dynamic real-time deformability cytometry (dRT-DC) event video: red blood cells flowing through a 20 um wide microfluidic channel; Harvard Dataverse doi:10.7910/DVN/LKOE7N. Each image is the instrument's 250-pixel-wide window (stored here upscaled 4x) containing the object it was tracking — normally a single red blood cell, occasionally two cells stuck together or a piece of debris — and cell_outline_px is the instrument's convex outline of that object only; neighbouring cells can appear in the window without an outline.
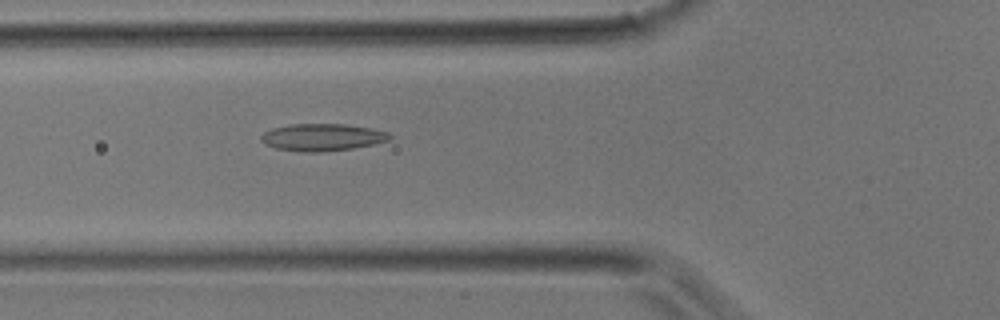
{"species": "common noctule bat (a hibernating species)", "species_latin": "Nyctalus noctula", "temperature_condition": "room temperature", "stored_images_in_passage": 32, "camera_frame_rate_fps": 3000, "um_per_image_px": 0.085, "animal": {"sex": "male", "body_mass_g": 17.9}, "frame": {"image": 1, "passage_image": 7, "time_ms": 2.0, "image_size_px": [1000, 320], "cell_outline_px": [[392, 136], [388, 140], [376, 144], [352, 148], [320, 152], [308, 152], [276, 148], [264, 144], [260, 140], [260, 136], [264, 132], [272, 128], [288, 124], [344, 124], [372, 128], [388, 132]], "centroid_in_image_um": [27.38, 11.66], "position_along_channel_um": 98.4, "area_um2": 20.4}}
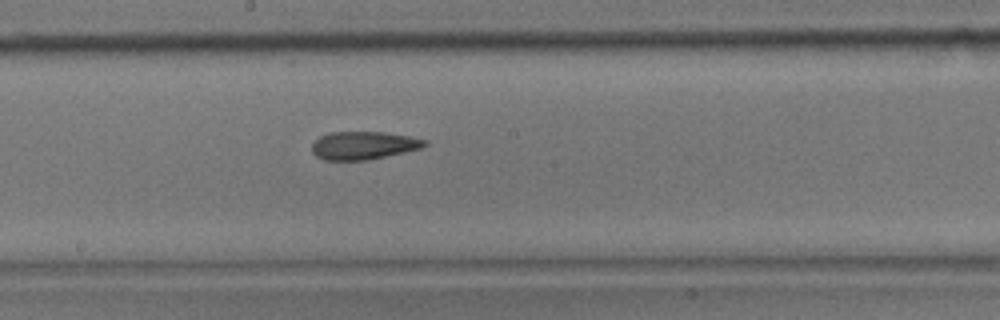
{"frame": {"image": 2, "passage_image": 14, "time_ms": 4.333, "image_size_px": [1000, 320], "cell_outline_px": [[428, 144], [420, 148], [404, 152], [368, 160], [324, 160], [316, 156], [312, 152], [312, 144], [320, 136], [332, 132], [384, 132], [408, 136], [428, 140]], "centroid_in_image_um": [30.89, 12.36], "position_along_channel_um": 217.3, "area_um2": 18.32}}
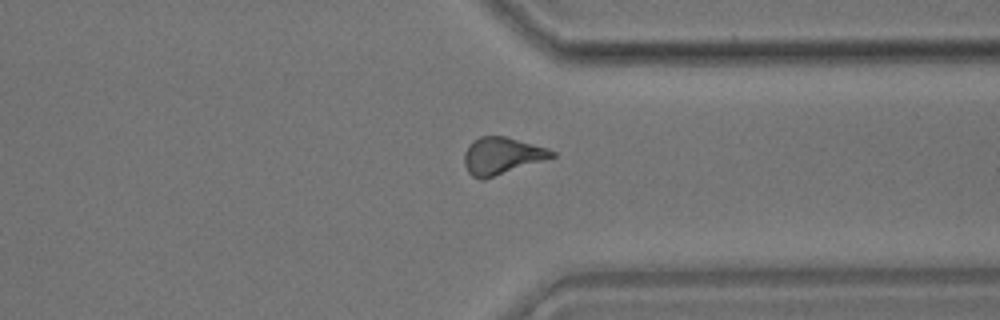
{"frame": {"image": 3, "passage_image": 23, "time_ms": 7.333, "image_size_px": [1000, 320], "cell_outline_px": [[556, 156], [484, 180], [480, 180], [472, 176], [468, 172], [464, 164], [464, 152], [472, 140], [480, 136], [508, 136], [548, 148], [556, 152]], "centroid_in_image_um": [42.64, 13.24], "position_along_channel_um": 368.8, "area_um2": 19.13}}